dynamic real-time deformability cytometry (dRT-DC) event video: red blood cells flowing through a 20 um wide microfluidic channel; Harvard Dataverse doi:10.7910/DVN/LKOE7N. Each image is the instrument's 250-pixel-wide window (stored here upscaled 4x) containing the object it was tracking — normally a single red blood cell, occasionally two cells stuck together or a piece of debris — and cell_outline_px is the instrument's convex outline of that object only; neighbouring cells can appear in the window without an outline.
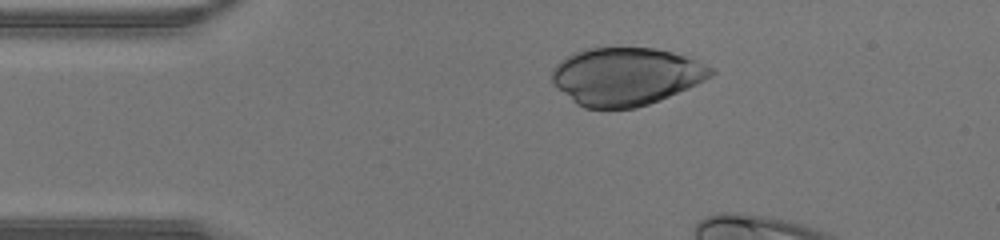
{"species": "human", "species_latin": "Homo sapiens", "temperature_condition": "warm", "stored_images_in_passage": 10, "camera_frame_rate_fps": 3000, "um_per_image_px": 0.085, "donor": {"sex": "male"}, "frame": {"image": 1, "passage_image": 2, "time_ms": 0.333, "image_size_px": [1000, 240], "cell_outline_px": [[716, 72], [712, 76], [688, 88], [660, 100], [636, 108], [608, 112], [584, 108], [576, 104], [556, 88], [552, 84], [552, 68], [560, 60], [572, 52], [584, 48], [656, 48], [672, 52], [696, 60], [716, 68]], "centroid_in_image_um": [53.16, 6.53], "position_along_channel_um": 31.8, "area_um2": 54.62}}
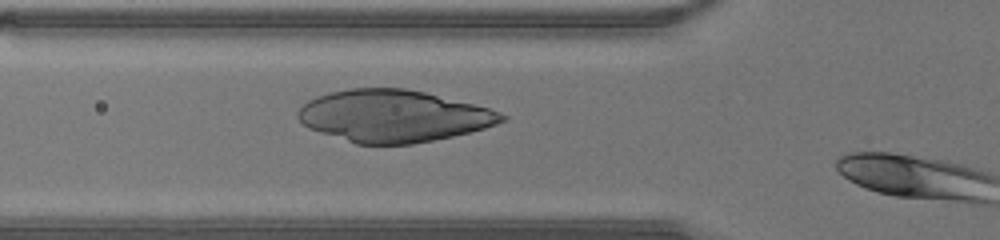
{"frame": {"image": 2, "passage_image": 9, "time_ms": 2.667, "image_size_px": [1000, 240], "cell_outline_px": [[508, 120], [484, 128], [452, 136], [412, 144], [356, 144], [308, 128], [296, 116], [296, 112], [308, 100], [316, 96], [328, 92], [348, 88], [404, 88], [424, 92], [488, 108], [500, 112], [508, 116]], "centroid_in_image_um": [33.41, 9.85], "position_along_channel_um": 92.4, "area_um2": 61.5}}